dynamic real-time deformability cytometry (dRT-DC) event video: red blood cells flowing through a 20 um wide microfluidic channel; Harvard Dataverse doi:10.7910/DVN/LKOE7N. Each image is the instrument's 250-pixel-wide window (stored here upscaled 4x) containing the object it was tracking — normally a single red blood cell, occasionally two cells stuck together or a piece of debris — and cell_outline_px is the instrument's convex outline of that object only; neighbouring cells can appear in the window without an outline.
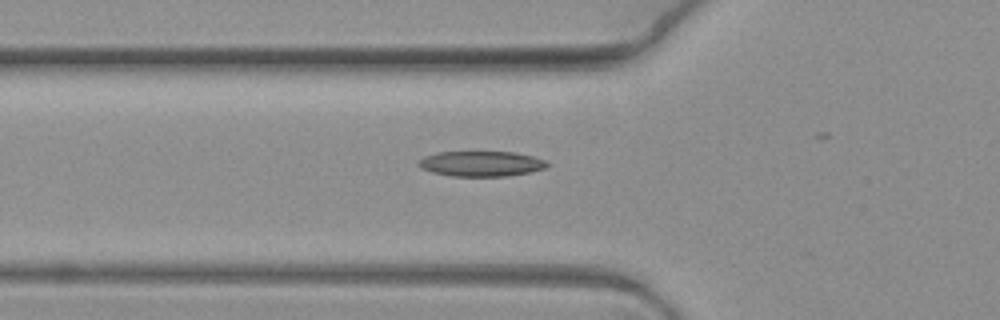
{"species": "common noctule bat (a hibernating species)", "species_latin": "Nyctalus noctula", "temperature_condition": "warm", "stored_images_in_passage": 2, "camera_frame_rate_fps": 3000, "um_per_image_px": 0.085, "animal": {"sex": "female", "body_mass_g": 19.3, "forearm_length_mm": 54.1}, "frame": {"image": 1, "passage_image": 2, "time_ms": 0.333, "image_size_px": [1000, 320], "cell_outline_px": [[552, 164], [544, 168], [528, 172], [508, 176], [452, 176], [432, 172], [420, 168], [416, 164], [424, 156], [436, 152], [516, 152], [532, 156], [544, 160]], "centroid_in_image_um": [40.88, 13.91], "position_along_channel_um": 84.9, "area_um2": 18.96}}